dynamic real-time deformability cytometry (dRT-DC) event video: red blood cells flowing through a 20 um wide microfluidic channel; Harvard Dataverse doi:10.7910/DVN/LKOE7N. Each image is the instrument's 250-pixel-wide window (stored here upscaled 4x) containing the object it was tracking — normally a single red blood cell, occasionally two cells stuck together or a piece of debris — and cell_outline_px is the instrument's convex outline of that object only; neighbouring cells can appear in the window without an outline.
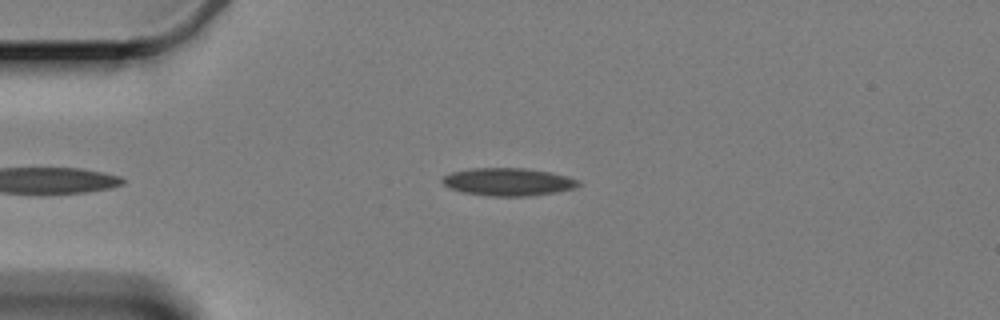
{"species": "Egyptian fruit bat (a non-hibernating species)", "species_latin": "Rousettus aegyptiacus", "temperature_condition": "cold", "stored_images_in_passage": 42, "camera_frame_rate_fps": 3000, "um_per_image_px": 0.085, "animal": {"sex": "female"}, "frame": {"image": 1, "passage_image": 2, "time_ms": 0.333, "image_size_px": [1000, 320], "cell_outline_px": [[580, 184], [576, 188], [556, 192], [528, 196], [488, 196], [460, 192], [448, 188], [440, 180], [444, 176], [452, 172], [472, 168], [524, 168], [552, 172], [568, 176], [580, 180]], "centroid_in_image_um": [43.2, 15.46], "position_along_channel_um": 41.8, "area_um2": 22.25}}
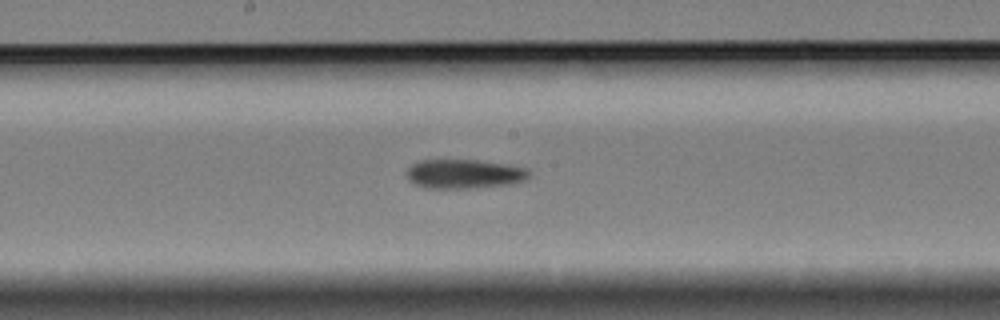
{"frame": {"image": 2, "passage_image": 19, "time_ms": 6.0, "image_size_px": [1000, 320], "cell_outline_px": [[532, 172], [524, 180], [512, 184], [476, 188], [424, 188], [412, 184], [408, 180], [408, 168], [412, 164], [420, 160], [476, 160], [504, 164], [528, 168]], "centroid_in_image_um": [39.46, 14.79], "position_along_channel_um": 208.7, "area_um2": 20.98}}
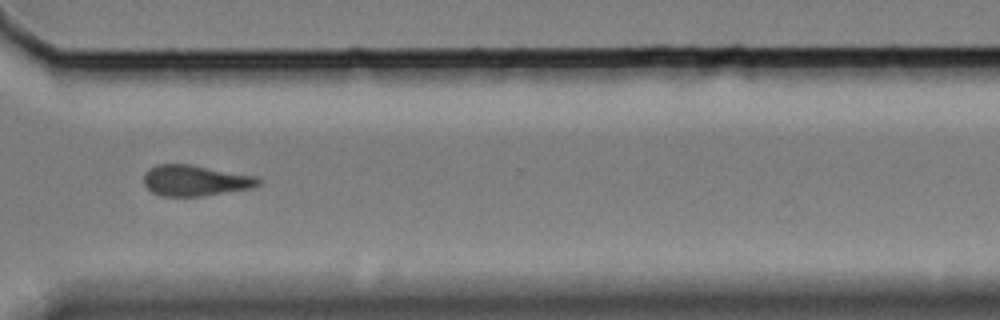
{"frame": {"image": 3, "passage_image": 32, "time_ms": 10.333, "image_size_px": [1000, 320], "cell_outline_px": [[260, 184], [252, 188], [204, 196], [160, 196], [152, 192], [144, 184], [144, 172], [148, 168], [156, 164], [192, 164], [256, 176], [260, 180]], "centroid_in_image_um": [16.58, 15.34], "position_along_channel_um": 354.0, "area_um2": 20.81}, "authors_computed_cell_mechanics": {"area_um2": 21.2126, "velocity_mm_per_s": 3.3582, "shape_relaxation_time_tau1_ms": null, "shape_relaxation_time_tau2_ms": 3.2452, "deformation_change_tau1": null, "deformation_change_tau2": 0.1215}}